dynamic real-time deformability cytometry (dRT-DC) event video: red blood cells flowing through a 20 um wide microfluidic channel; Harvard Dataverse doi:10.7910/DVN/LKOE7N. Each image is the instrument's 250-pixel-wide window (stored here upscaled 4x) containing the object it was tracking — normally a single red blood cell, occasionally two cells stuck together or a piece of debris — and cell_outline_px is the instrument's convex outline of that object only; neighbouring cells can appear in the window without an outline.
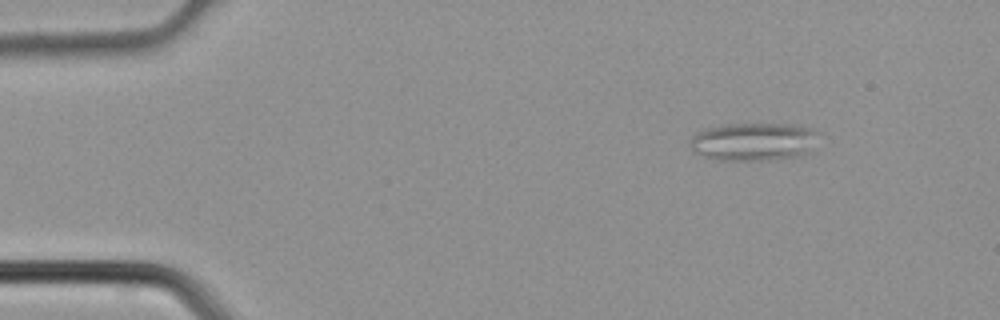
{"species": "common noctule bat (a hibernating species)", "species_latin": "Nyctalus noctula", "temperature_condition": "cold", "stored_images_in_passage": 5, "camera_frame_rate_fps": 3000, "um_per_image_px": 0.085, "animal": {"sex": "male", "body_mass_g": 21.5, "forearm_length_mm": 52.0}, "frame": {"image": 1, "passage_image": 2, "time_ms": 0.333, "image_size_px": [1000, 320], "cell_outline_px": [[820, 132], [812, 152], [796, 156], [772, 160], [720, 160], [704, 156], [692, 152], [688, 144], [688, 140], [696, 132], [704, 128], [728, 124], [792, 124], [812, 128]], "centroid_in_image_um": [64.06, 12.04], "position_along_channel_um": 20.9, "area_um2": 29.13}}
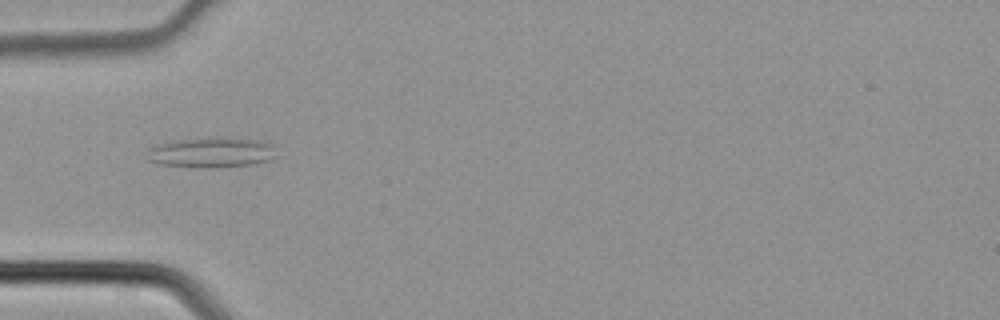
{"frame": {"image": 2, "passage_image": 4, "time_ms": 1.0, "image_size_px": [1000, 320], "cell_outline_px": [[276, 156], [272, 160], [256, 164], [216, 168], [196, 168], [160, 164], [148, 160], [148, 148], [156, 144], [176, 140], [208, 136], [264, 140], [272, 144]], "centroid_in_image_um": [18.0, 12.95], "position_along_channel_um": 67.0, "area_um2": 23.52}}